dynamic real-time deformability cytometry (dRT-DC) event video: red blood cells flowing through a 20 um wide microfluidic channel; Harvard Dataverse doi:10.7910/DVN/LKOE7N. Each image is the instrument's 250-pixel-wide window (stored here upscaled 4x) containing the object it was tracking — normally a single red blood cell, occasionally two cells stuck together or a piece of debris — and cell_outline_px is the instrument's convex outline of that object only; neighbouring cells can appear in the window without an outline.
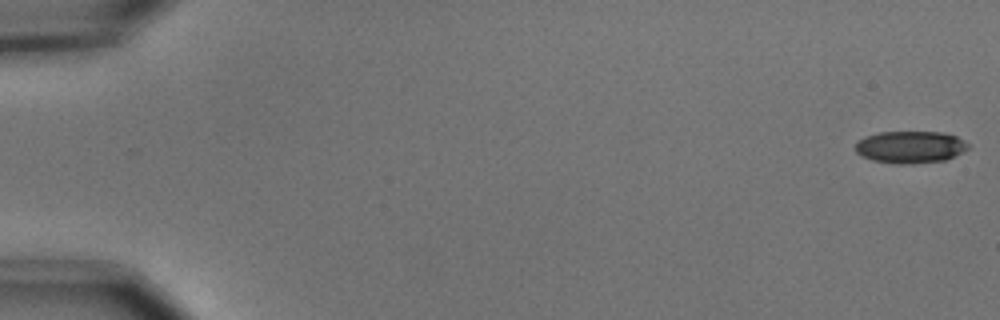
{"species": "common noctule bat (a hibernating species)", "species_latin": "Nyctalus noctula", "temperature_condition": "cold", "stored_images_in_passage": 55, "camera_frame_rate_fps": 3000, "um_per_image_px": 0.085, "animal": {"sex": "male", "body_mass_g": 15.6}, "frame": {"image": 1, "passage_image": 1, "time_ms": 0.0, "image_size_px": [1000, 320], "cell_outline_px": [[968, 148], [944, 160], [912, 164], [900, 164], [872, 160], [856, 152], [856, 144], [864, 136], [880, 132], [940, 132], [956, 136], [968, 144]], "centroid_in_image_um": [77.35, 12.49], "position_along_channel_um": 7.7, "area_um2": 20.75}}
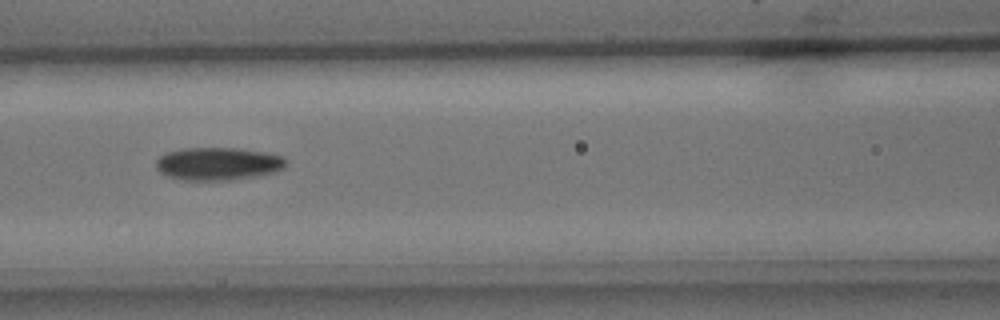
{"frame": {"image": 2, "passage_image": 25, "time_ms": 8.0, "image_size_px": [1000, 320], "cell_outline_px": [[288, 160], [284, 168], [276, 172], [228, 180], [184, 180], [168, 176], [160, 172], [156, 168], [156, 160], [160, 156], [168, 152], [180, 148], [236, 148], [264, 152], [280, 156]], "centroid_in_image_um": [18.52, 13.91], "position_along_channel_um": 148.1, "area_um2": 24.74}}
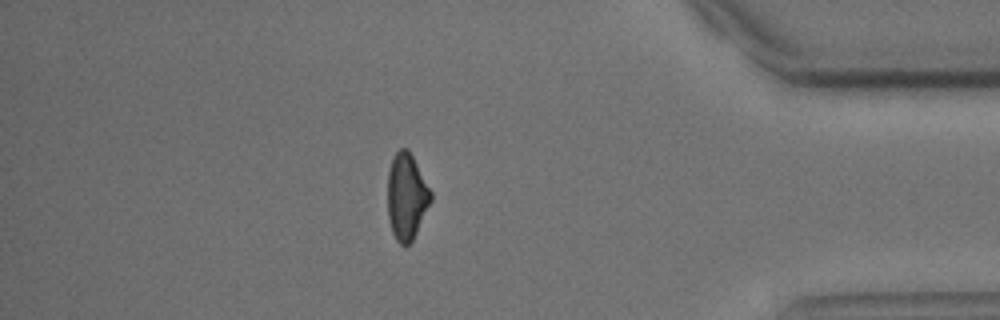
{"frame": {"image": 3, "passage_image": 48, "time_ms": 15.667, "image_size_px": [1000, 320], "cell_outline_px": [[432, 200], [412, 240], [404, 248], [396, 240], [392, 232], [388, 216], [388, 172], [392, 160], [396, 152], [400, 148], [408, 148], [432, 192]], "centroid_in_image_um": [34.56, 16.71], "position_along_channel_um": 400.6, "area_um2": 21.62}, "authors_computed_cell_mechanics": {"area_um2": 22.7732, "velocity_mm_per_s": 3.696, "shape_relaxation_time_tau1_ms": 3.2338, "shape_relaxation_time_tau2_ms": 5.7763, "deformation_change_tau1": 0.1182, "deformation_change_tau2": 0.1375}}